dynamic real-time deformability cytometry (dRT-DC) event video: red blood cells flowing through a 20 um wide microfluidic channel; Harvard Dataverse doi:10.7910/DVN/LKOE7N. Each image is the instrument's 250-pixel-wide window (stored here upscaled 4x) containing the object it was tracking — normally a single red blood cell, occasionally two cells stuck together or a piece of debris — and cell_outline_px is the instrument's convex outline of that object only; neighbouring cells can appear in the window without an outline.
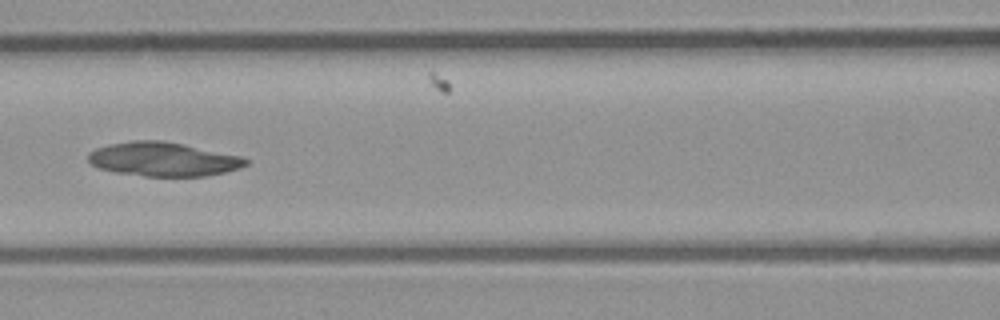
{"species": "common noctule bat (a hibernating species)", "species_latin": "Nyctalus noctula", "temperature_condition": "room temperature", "stored_images_in_passage": 6, "segment_of_instrument_passage": [1, 2], "camera_frame_rate_fps": 3000, "um_per_image_px": 0.085, "animal": {"sex": "male", "body_mass_g": 23.1, "forearm_length_mm": 52.7}, "frame": {"image": 1, "passage_image": 4, "time_ms": 1.0, "image_size_px": [1000, 320], "cell_outline_px": [[248, 164], [240, 168], [224, 172], [204, 176], [144, 176], [116, 172], [96, 168], [88, 160], [88, 152], [96, 148], [112, 144], [132, 140], [160, 140], [244, 156], [248, 160]], "centroid_in_image_um": [13.87, 13.53], "position_along_channel_um": 152.7, "area_um2": 31.15}}